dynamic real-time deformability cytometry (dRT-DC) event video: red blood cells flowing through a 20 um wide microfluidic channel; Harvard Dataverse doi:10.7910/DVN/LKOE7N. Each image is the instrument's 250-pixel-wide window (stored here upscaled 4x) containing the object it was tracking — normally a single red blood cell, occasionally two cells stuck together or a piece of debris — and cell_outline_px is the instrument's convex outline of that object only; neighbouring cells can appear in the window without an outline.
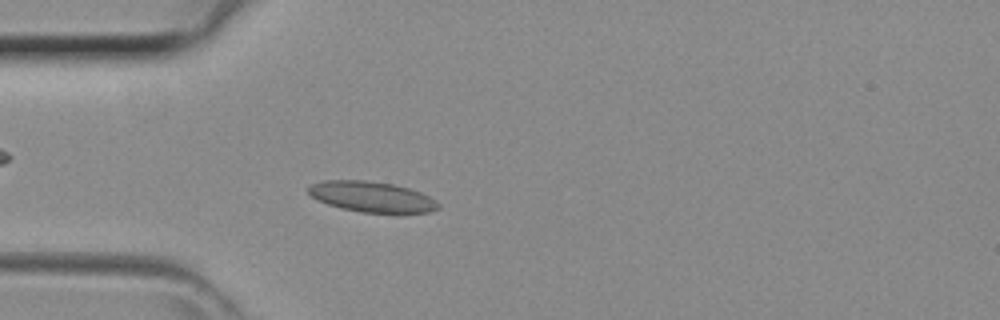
{"species": "common noctule bat (a hibernating species)", "species_latin": "Nyctalus noctula", "temperature_condition": "room temperature", "stored_images_in_passage": 34, "camera_frame_rate_fps": 3000, "um_per_image_px": 0.085, "animal": {"sex": "female", "body_mass_g": 29.2, "forearm_length_mm": 56.3}, "frame": {"image": 1, "passage_image": 3, "time_ms": 0.667, "image_size_px": [1000, 320], "cell_outline_px": [[440, 208], [428, 212], [400, 216], [396, 216], [360, 212], [340, 208], [316, 200], [308, 192], [308, 184], [324, 180], [364, 180], [392, 184], [408, 188], [420, 192], [436, 200], [440, 204]], "centroid_in_image_um": [31.64, 16.78], "position_along_channel_um": 53.4, "area_um2": 24.1}}
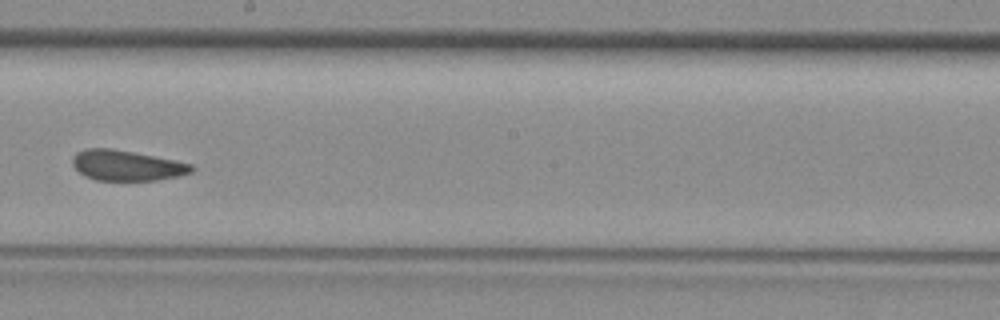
{"frame": {"image": 2, "passage_image": 15, "time_ms": 4.667, "image_size_px": [1000, 320], "cell_outline_px": [[196, 168], [192, 172], [180, 176], [156, 180], [96, 180], [84, 176], [72, 164], [72, 156], [76, 152], [84, 148], [112, 148], [192, 164]], "centroid_in_image_um": [10.74, 14.06], "position_along_channel_um": 237.5, "area_um2": 21.04}}
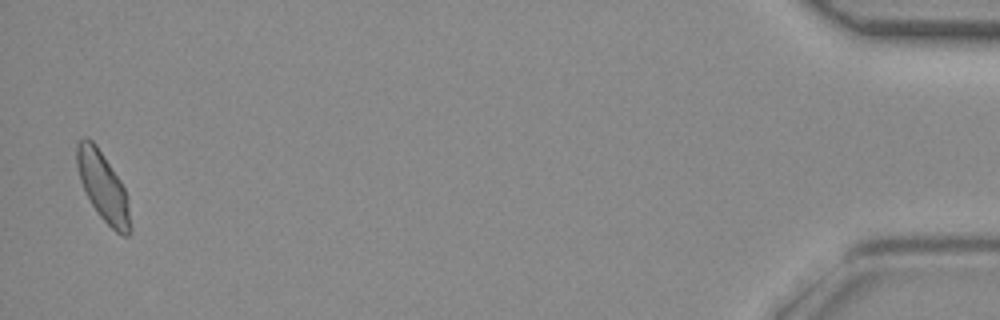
{"frame": {"image": 3, "passage_image": 33, "time_ms": 10.667, "image_size_px": [1000, 320], "cell_outline_px": [[132, 232], [128, 236], [120, 236], [96, 212], [80, 180], [76, 164], [76, 144], [84, 136], [92, 140], [96, 144], [120, 180], [124, 188], [128, 200], [132, 228]], "centroid_in_image_um": [8.77, 15.89], "position_along_channel_um": 426.4, "area_um2": 21.5}}